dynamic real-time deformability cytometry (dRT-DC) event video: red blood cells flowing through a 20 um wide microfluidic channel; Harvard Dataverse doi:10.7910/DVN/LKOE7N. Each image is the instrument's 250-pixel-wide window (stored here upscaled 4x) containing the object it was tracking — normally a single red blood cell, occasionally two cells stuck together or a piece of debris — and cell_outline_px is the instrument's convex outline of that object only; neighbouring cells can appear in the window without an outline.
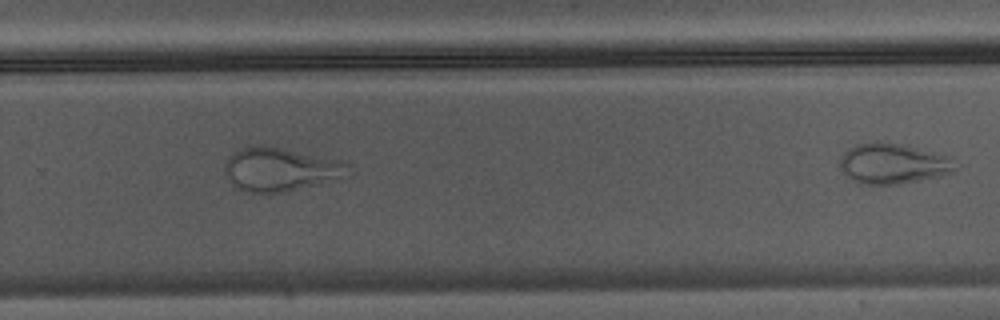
{"species": "Egyptian fruit bat (a non-hibernating species)", "species_latin": "Rousettus aegyptiacus", "temperature_condition": "warm", "stored_images_in_passage": 22, "camera_frame_rate_fps": 3000, "um_per_image_px": 0.085, "animal": {"sex": "male"}, "frame": {"image": 1, "passage_image": 16, "time_ms": 5.0, "image_size_px": [1000, 320], "cell_outline_px": [[348, 164], [332, 176], [284, 192], [244, 192], [236, 188], [232, 184], [224, 172], [224, 164], [228, 156], [232, 152], [240, 148], [256, 144], [268, 144], [344, 160]], "centroid_in_image_um": [23.57, 14.31], "position_along_channel_um": 306.2, "area_um2": 30.35}}